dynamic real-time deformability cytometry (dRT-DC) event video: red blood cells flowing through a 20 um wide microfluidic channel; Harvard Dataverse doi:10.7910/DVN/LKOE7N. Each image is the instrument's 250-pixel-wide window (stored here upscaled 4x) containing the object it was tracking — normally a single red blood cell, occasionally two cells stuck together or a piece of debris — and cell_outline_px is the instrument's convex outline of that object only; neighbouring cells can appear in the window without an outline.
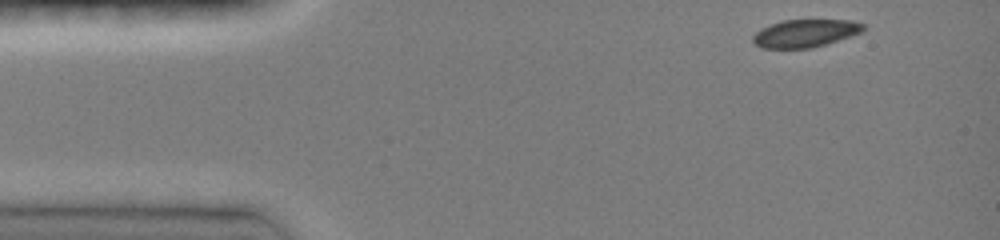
{"species": "common noctule bat (a hibernating species)", "species_latin": "Nyctalus noctula", "temperature_condition": "room temperature", "stored_images_in_passage": 39, "camera_frame_rate_fps": 3000, "um_per_image_px": 0.085, "animal": {"sex": "female", "body_mass_g": 19.0, "forearm_length_mm": 51.5}, "frame": {"image": 1, "passage_image": 1, "time_ms": 0.0, "image_size_px": [1000, 240], "cell_outline_px": [[864, 28], [860, 32], [824, 44], [808, 48], [760, 48], [752, 40], [752, 36], [760, 28], [784, 20], [852, 20], [864, 24]], "centroid_in_image_um": [68.38, 2.82], "position_along_channel_um": 16.6, "area_um2": 17.51}}
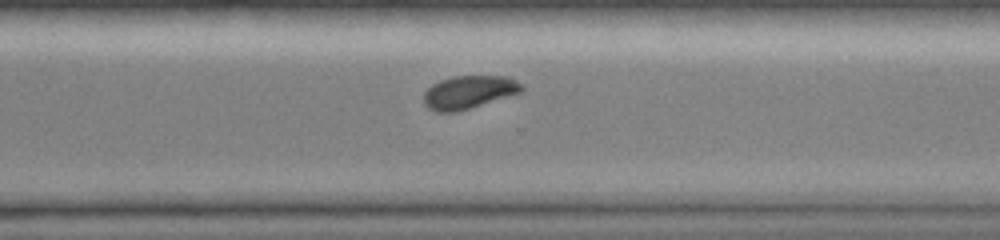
{"frame": {"image": 2, "passage_image": 30, "time_ms": 9.667, "image_size_px": [1000, 240], "cell_outline_px": [[524, 88], [520, 92], [456, 112], [436, 112], [428, 108], [424, 104], [424, 92], [432, 84], [440, 80], [452, 76], [508, 76], [516, 80]], "centroid_in_image_um": [39.8, 7.82], "position_along_channel_um": 330.8, "area_um2": 18.67}}
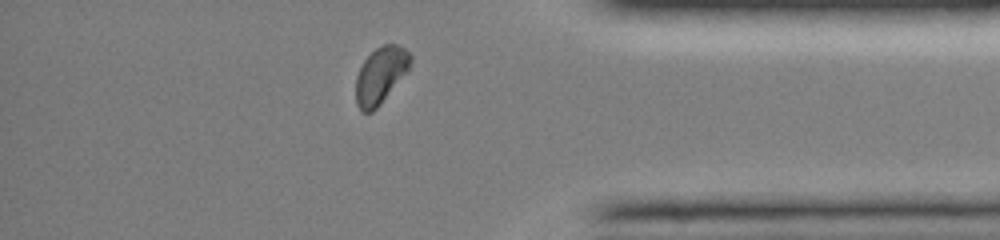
{"frame": {"image": 3, "passage_image": 36, "time_ms": 11.667, "image_size_px": [1000, 240], "cell_outline_px": [[412, 60], [408, 72], [380, 104], [372, 112], [364, 112], [356, 104], [356, 76], [364, 60], [376, 48], [384, 44], [396, 44], [412, 52]], "centroid_in_image_um": [32.39, 6.37], "position_along_channel_um": 402.8, "area_um2": 18.03}, "authors_computed_cell_mechanics": {"area_um2": 19.5364, "velocity_mm_per_s": 4.0888, "shape_relaxation_time_tau1_ms": 2.9612, "shape_relaxation_time_tau2_ms": null, "deformation_change_tau1": 0.0904, "deformation_change_tau2": null}}